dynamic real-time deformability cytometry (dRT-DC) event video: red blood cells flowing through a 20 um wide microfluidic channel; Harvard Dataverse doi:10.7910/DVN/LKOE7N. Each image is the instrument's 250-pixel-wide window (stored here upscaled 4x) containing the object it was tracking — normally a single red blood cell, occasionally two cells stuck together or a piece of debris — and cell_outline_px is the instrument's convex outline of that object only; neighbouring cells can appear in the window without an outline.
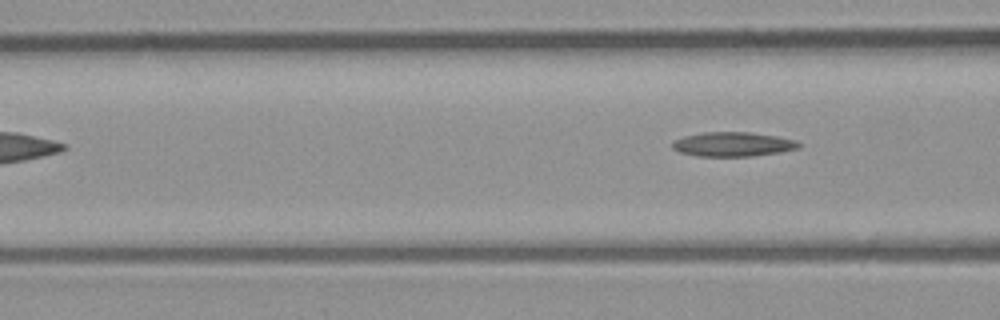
{"species": "common noctule bat (a hibernating species)", "species_latin": "Nyctalus noctula", "temperature_condition": "room temperature", "stored_images_in_passage": 4, "segment_of_instrument_passage": [2, 2], "camera_frame_rate_fps": 3000, "um_per_image_px": 0.085, "animal": {"sex": "male", "body_mass_g": 23.1, "forearm_length_mm": 52.7}, "frame": {"image": 1, "passage_image": 4, "time_ms": 1.0, "image_size_px": [1000, 320], "cell_outline_px": [[800, 148], [780, 152], [752, 156], [696, 156], [680, 152], [672, 148], [672, 144], [676, 140], [684, 136], [704, 132], [748, 132], [776, 136], [796, 140], [800, 144]], "centroid_in_image_um": [62.31, 12.26], "position_along_channel_um": 104.3, "area_um2": 17.86}}